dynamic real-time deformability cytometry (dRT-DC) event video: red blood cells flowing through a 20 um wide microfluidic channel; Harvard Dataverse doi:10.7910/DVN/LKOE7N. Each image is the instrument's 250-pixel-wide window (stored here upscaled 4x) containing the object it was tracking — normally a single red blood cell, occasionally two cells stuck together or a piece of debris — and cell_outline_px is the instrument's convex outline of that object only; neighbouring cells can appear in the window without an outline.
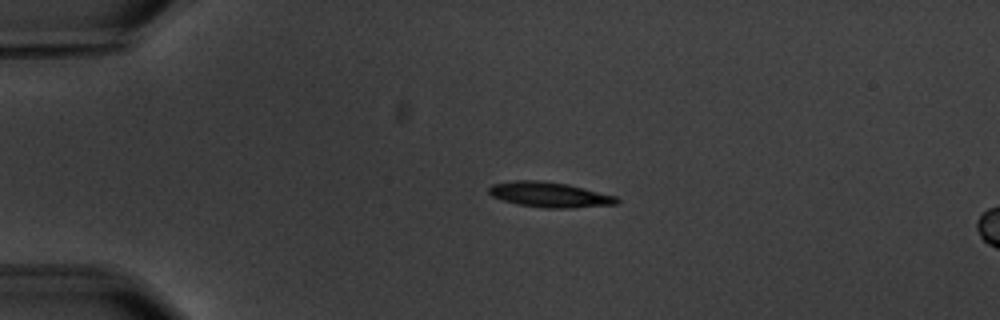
{"species": "common noctule bat (a hibernating species)", "species_latin": "Nyctalus noctula", "temperature_condition": "warm", "stored_images_in_passage": 3, "camera_frame_rate_fps": 3000, "um_per_image_px": 0.085, "animal": {"sex": "male", "body_mass_g": 20.1, "forearm_length_mm": 53.5}, "frame": {"image": 1, "passage_image": 1, "time_ms": 0.0, "image_size_px": [1000, 320], "cell_outline_px": [[620, 200], [616, 204], [572, 208], [544, 208], [516, 204], [492, 196], [488, 192], [488, 188], [492, 184], [512, 180], [540, 180], [568, 184], [616, 196]], "centroid_in_image_um": [46.69, 16.54], "position_along_channel_um": 38.3, "area_um2": 18.84}}